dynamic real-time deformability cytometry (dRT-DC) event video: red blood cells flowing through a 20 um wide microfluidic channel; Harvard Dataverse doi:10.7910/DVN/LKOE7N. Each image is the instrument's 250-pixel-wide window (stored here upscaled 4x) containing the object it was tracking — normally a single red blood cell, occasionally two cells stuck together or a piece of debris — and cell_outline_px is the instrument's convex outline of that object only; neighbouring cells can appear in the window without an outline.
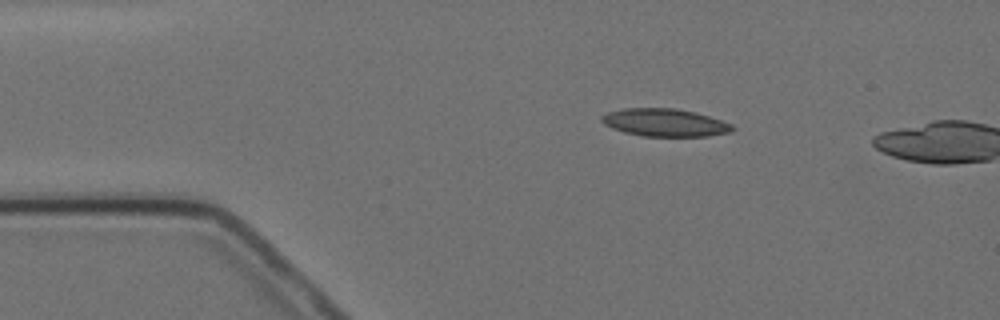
{"species": "Egyptian fruit bat (a non-hibernating species)", "species_latin": "Rousettus aegyptiacus", "temperature_condition": "cold", "stored_images_in_passage": 6, "camera_frame_rate_fps": 3000, "um_per_image_px": 0.085, "animal": {"sex": "female"}, "frame": {"image": 1, "passage_image": 1, "time_ms": 0.0, "image_size_px": [1000, 320], "cell_outline_px": [[736, 128], [732, 132], [708, 136], [644, 136], [624, 132], [612, 128], [604, 124], [600, 120], [600, 116], [608, 112], [624, 108], [676, 108], [696, 112], [732, 124]], "centroid_in_image_um": [56.51, 10.41], "position_along_channel_um": 28.5, "area_um2": 21.21}}
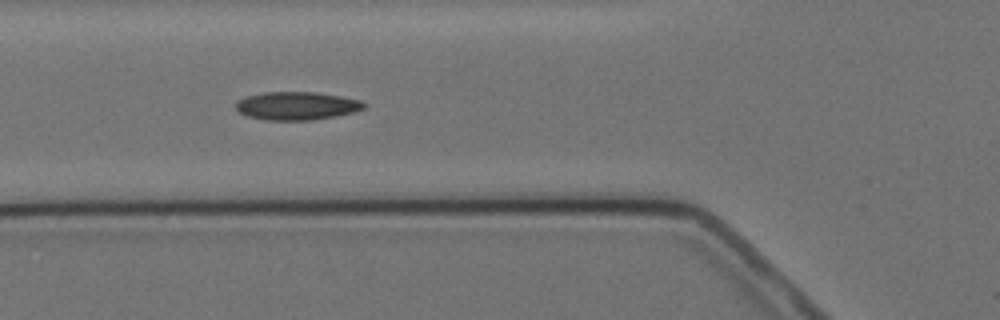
{"frame": {"image": 2, "passage_image": 4, "time_ms": 3.333, "image_size_px": [1000, 320], "cell_outline_px": [[364, 108], [352, 112], [336, 116], [312, 120], [264, 120], [248, 116], [240, 112], [236, 108], [236, 100], [248, 96], [264, 92], [316, 92], [340, 96], [360, 100], [364, 104]], "centroid_in_image_um": [25.19, 8.99], "position_along_channel_um": 100.6, "area_um2": 20.87}}
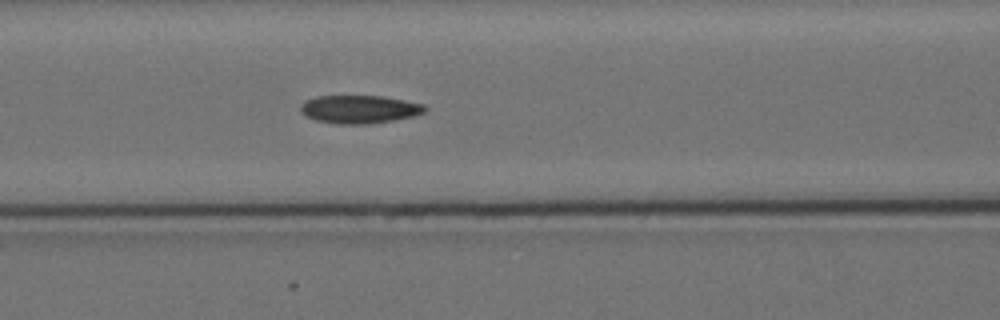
{"frame": {"image": 3, "passage_image": 5, "time_ms": 4.333, "image_size_px": [1000, 320], "cell_outline_px": [[428, 108], [424, 112], [412, 116], [392, 120], [368, 124], [336, 124], [316, 120], [304, 116], [300, 112], [300, 104], [304, 100], [316, 96], [384, 96], [424, 104]], "centroid_in_image_um": [30.5, 9.28], "position_along_channel_um": 136.1, "area_um2": 20.52}}